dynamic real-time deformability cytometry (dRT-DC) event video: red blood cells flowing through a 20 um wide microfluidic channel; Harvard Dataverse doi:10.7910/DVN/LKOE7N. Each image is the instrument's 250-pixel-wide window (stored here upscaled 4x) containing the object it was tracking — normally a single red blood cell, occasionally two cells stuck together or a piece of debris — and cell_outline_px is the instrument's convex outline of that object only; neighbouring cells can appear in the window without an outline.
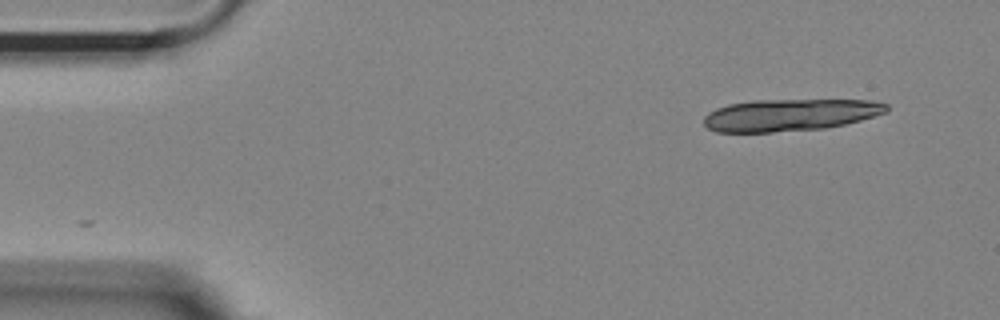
{"species": "Egyptian fruit bat (a non-hibernating species)", "species_latin": "Rousettus aegyptiacus", "temperature_condition": "room temperature", "stored_images_in_passage": 14, "camera_frame_rate_fps": 3000, "um_per_image_px": 0.085, "animal": {"sex": "female"}, "frame": {"image": 1, "passage_image": 1, "time_ms": 0.0, "image_size_px": [1000, 320], "cell_outline_px": [[888, 112], [860, 120], [844, 124], [824, 128], [772, 132], [716, 132], [708, 128], [704, 124], [704, 116], [708, 112], [716, 108], [728, 104], [752, 100], [868, 100], [888, 104]], "centroid_in_image_um": [67.12, 9.76], "position_along_channel_um": 17.9, "area_um2": 34.1}}